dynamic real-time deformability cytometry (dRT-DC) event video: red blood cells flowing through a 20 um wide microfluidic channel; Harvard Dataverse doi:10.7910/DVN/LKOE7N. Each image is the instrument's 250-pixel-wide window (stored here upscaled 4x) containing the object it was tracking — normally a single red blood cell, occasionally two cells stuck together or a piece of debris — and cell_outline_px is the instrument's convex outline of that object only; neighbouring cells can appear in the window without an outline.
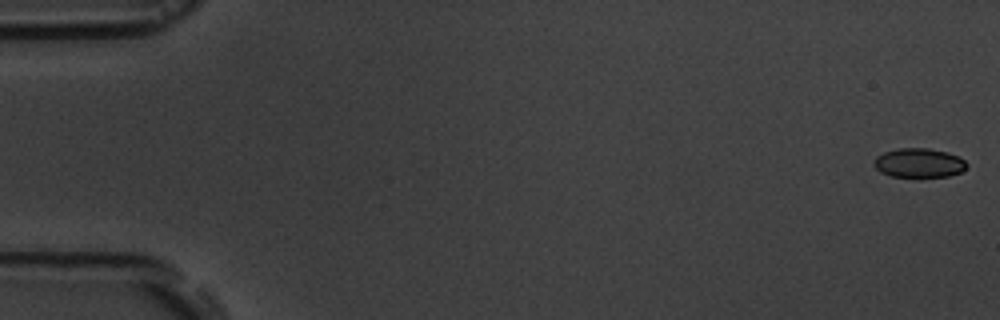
{"species": "common noctule bat (a hibernating species)", "species_latin": "Nyctalus noctula", "temperature_condition": "room temperature", "stored_images_in_passage": 5, "camera_frame_rate_fps": 3000, "um_per_image_px": 0.085, "animal": {"sex": "male", "body_mass_g": 19.5, "forearm_length_mm": 54.6}, "frame": {"image": 1, "passage_image": 1, "time_ms": 0.0, "image_size_px": [1000, 320], "cell_outline_px": [[968, 164], [960, 172], [948, 176], [892, 176], [880, 172], [872, 164], [872, 160], [876, 156], [884, 152], [896, 148], [928, 148], [948, 152], [960, 156]], "centroid_in_image_um": [78.08, 13.82], "position_along_channel_um": 6.9, "area_um2": 15.84}}
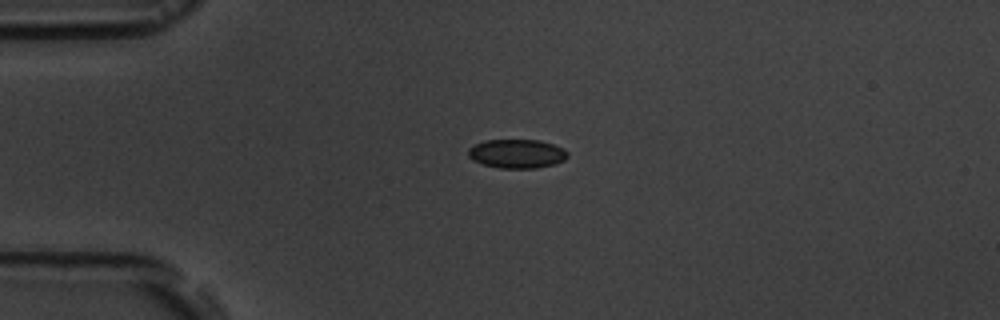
{"frame": {"image": 2, "passage_image": 4, "time_ms": 4.333, "image_size_px": [1000, 320], "cell_outline_px": [[568, 156], [564, 160], [556, 164], [536, 168], [500, 168], [484, 164], [472, 160], [468, 156], [468, 148], [484, 140], [540, 140], [564, 148], [568, 152]], "centroid_in_image_um": [43.95, 13.06], "position_along_channel_um": 41.0, "area_um2": 16.82}}